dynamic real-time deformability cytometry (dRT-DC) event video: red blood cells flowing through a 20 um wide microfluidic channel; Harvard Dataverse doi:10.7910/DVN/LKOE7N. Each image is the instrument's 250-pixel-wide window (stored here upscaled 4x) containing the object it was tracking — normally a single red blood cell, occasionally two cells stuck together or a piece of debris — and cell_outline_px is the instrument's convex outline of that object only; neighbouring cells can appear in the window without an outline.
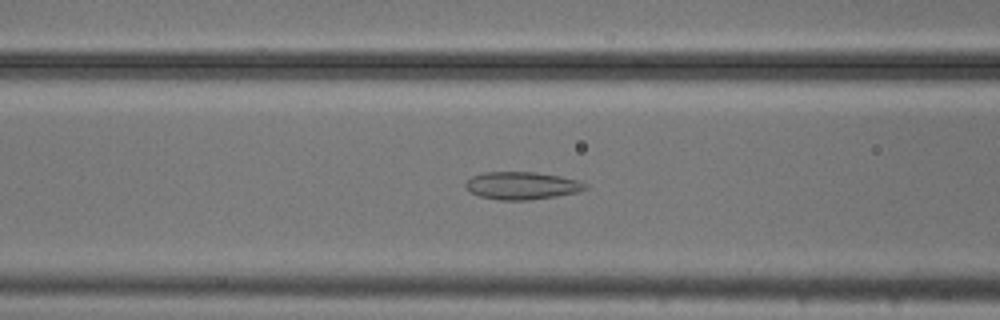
{"species": "common noctule bat (a hibernating species)", "species_latin": "Nyctalus noctula", "temperature_condition": "cold", "stored_images_in_passage": 53, "camera_frame_rate_fps": 3000, "um_per_image_px": 0.085, "animal": {"sex": "male", "body_mass_g": 20.5, "forearm_length_mm": 52.5}, "frame": {"image": 1, "passage_image": 21, "time_ms": 6.667, "image_size_px": [1000, 320], "cell_outline_px": [[588, 188], [576, 192], [556, 196], [528, 200], [500, 200], [480, 196], [472, 192], [464, 184], [472, 176], [484, 172], [536, 172], [560, 176], [580, 180], [588, 184]], "centroid_in_image_um": [44.4, 15.77], "position_along_channel_um": 122.2, "area_um2": 19.19}}
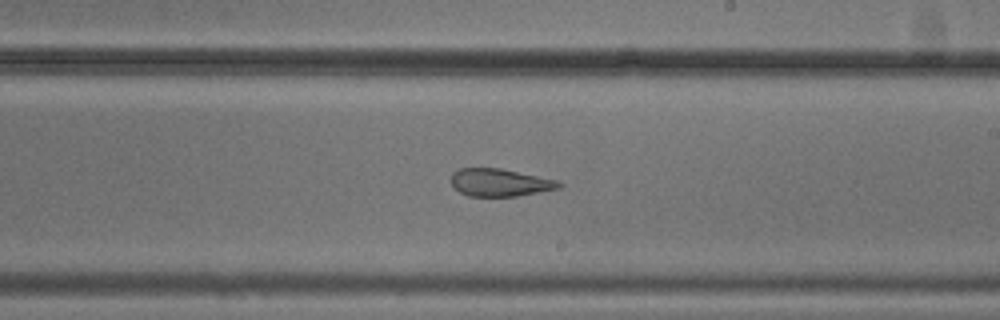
{"frame": {"image": 2, "passage_image": 31, "time_ms": 10.0, "image_size_px": [1000, 320], "cell_outline_px": [[564, 184], [560, 188], [516, 196], [468, 196], [460, 192], [452, 184], [452, 172], [460, 168], [500, 168], [560, 180]], "centroid_in_image_um": [42.53, 15.51], "position_along_channel_um": 246.5, "area_um2": 17.4}}
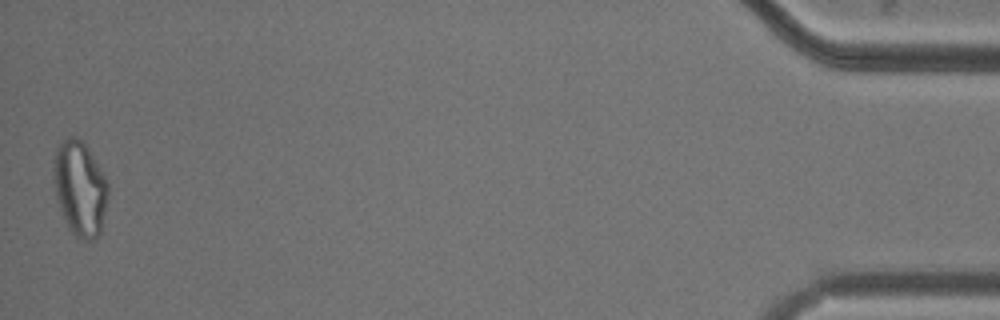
{"frame": {"image": 3, "passage_image": 53, "time_ms": 17.333, "image_size_px": [1000, 320], "cell_outline_px": [[108, 192], [100, 232], [96, 240], [84, 240], [76, 236], [68, 228], [60, 208], [56, 196], [52, 172], [52, 168], [56, 148], [68, 136], [76, 136], [84, 144], [92, 156], [104, 176], [108, 184]], "centroid_in_image_um": [6.76, 16.02], "position_along_channel_um": 428.4, "area_um2": 29.71}, "authors_computed_cell_mechanics": {"area_um2": 24.1604, "velocity_mm_per_s": 3.7319, "shape_relaxation_time_tau1_ms": null, "shape_relaxation_time_tau2_ms": 2.4058, "deformation_change_tau1": null, "deformation_change_tau2": 0.0783}}